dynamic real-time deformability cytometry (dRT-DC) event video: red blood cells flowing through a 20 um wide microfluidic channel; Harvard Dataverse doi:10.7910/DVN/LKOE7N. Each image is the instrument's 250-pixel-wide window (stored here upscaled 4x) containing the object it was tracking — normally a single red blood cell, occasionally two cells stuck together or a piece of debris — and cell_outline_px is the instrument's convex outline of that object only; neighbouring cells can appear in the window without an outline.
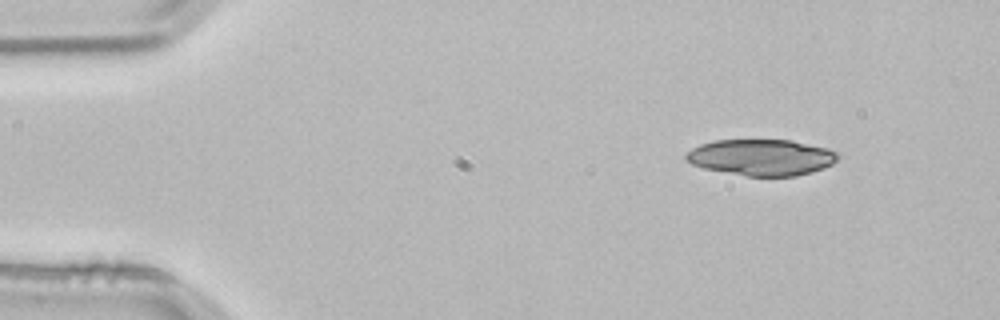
{"species": "common noctule bat (a hibernating species)", "species_latin": "Nyctalus noctula", "temperature_condition": "room temperature", "stored_images_in_passage": 3, "camera_frame_rate_fps": 3000, "um_per_image_px": 0.085, "animal": {"sex": "male", "body_mass_g": 21.5, "forearm_length_mm": 52.0}, "frame": {"image": 1, "passage_image": 1, "time_ms": 0.0, "image_size_px": [1000, 320], "cell_outline_px": [[836, 160], [832, 164], [824, 168], [812, 172], [796, 176], [748, 176], [704, 168], [692, 164], [684, 160], [684, 156], [692, 148], [700, 144], [712, 140], [792, 140], [828, 148], [836, 152]], "centroid_in_image_um": [64.7, 13.37], "position_along_channel_um": 20.3, "area_um2": 32.02}}